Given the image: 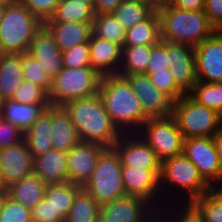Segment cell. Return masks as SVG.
<instances>
[{
    "mask_svg": "<svg viewBox=\"0 0 222 222\" xmlns=\"http://www.w3.org/2000/svg\"><path fill=\"white\" fill-rule=\"evenodd\" d=\"M159 184L162 208L189 206L196 198L210 191V185L184 154L161 161Z\"/></svg>",
    "mask_w": 222,
    "mask_h": 222,
    "instance_id": "1",
    "label": "cell"
},
{
    "mask_svg": "<svg viewBox=\"0 0 222 222\" xmlns=\"http://www.w3.org/2000/svg\"><path fill=\"white\" fill-rule=\"evenodd\" d=\"M98 94L112 123L121 134L138 133L149 119L123 76L116 74L101 77Z\"/></svg>",
    "mask_w": 222,
    "mask_h": 222,
    "instance_id": "2",
    "label": "cell"
},
{
    "mask_svg": "<svg viewBox=\"0 0 222 222\" xmlns=\"http://www.w3.org/2000/svg\"><path fill=\"white\" fill-rule=\"evenodd\" d=\"M62 106L68 112L80 141L113 148L120 138L121 133L112 123L99 94L71 100Z\"/></svg>",
    "mask_w": 222,
    "mask_h": 222,
    "instance_id": "3",
    "label": "cell"
},
{
    "mask_svg": "<svg viewBox=\"0 0 222 222\" xmlns=\"http://www.w3.org/2000/svg\"><path fill=\"white\" fill-rule=\"evenodd\" d=\"M156 10L160 19L161 40L196 47L217 31L204 10L186 11L171 4Z\"/></svg>",
    "mask_w": 222,
    "mask_h": 222,
    "instance_id": "4",
    "label": "cell"
},
{
    "mask_svg": "<svg viewBox=\"0 0 222 222\" xmlns=\"http://www.w3.org/2000/svg\"><path fill=\"white\" fill-rule=\"evenodd\" d=\"M43 22L18 0H11L0 20V53L29 51L31 41Z\"/></svg>",
    "mask_w": 222,
    "mask_h": 222,
    "instance_id": "5",
    "label": "cell"
},
{
    "mask_svg": "<svg viewBox=\"0 0 222 222\" xmlns=\"http://www.w3.org/2000/svg\"><path fill=\"white\" fill-rule=\"evenodd\" d=\"M100 206L126 196L122 180V162L114 148L99 157L91 178L82 187Z\"/></svg>",
    "mask_w": 222,
    "mask_h": 222,
    "instance_id": "6",
    "label": "cell"
},
{
    "mask_svg": "<svg viewBox=\"0 0 222 222\" xmlns=\"http://www.w3.org/2000/svg\"><path fill=\"white\" fill-rule=\"evenodd\" d=\"M172 116L183 138L214 137L222 127V116L199 104L189 94L174 101Z\"/></svg>",
    "mask_w": 222,
    "mask_h": 222,
    "instance_id": "7",
    "label": "cell"
},
{
    "mask_svg": "<svg viewBox=\"0 0 222 222\" xmlns=\"http://www.w3.org/2000/svg\"><path fill=\"white\" fill-rule=\"evenodd\" d=\"M101 76L92 68H64L52 80L48 93L50 105H59L82 98L92 97L99 92Z\"/></svg>",
    "mask_w": 222,
    "mask_h": 222,
    "instance_id": "8",
    "label": "cell"
},
{
    "mask_svg": "<svg viewBox=\"0 0 222 222\" xmlns=\"http://www.w3.org/2000/svg\"><path fill=\"white\" fill-rule=\"evenodd\" d=\"M138 134L154 150L160 161L183 154L184 138L172 115L149 118Z\"/></svg>",
    "mask_w": 222,
    "mask_h": 222,
    "instance_id": "9",
    "label": "cell"
},
{
    "mask_svg": "<svg viewBox=\"0 0 222 222\" xmlns=\"http://www.w3.org/2000/svg\"><path fill=\"white\" fill-rule=\"evenodd\" d=\"M156 212L146 200L126 195L101 205L99 222H155Z\"/></svg>",
    "mask_w": 222,
    "mask_h": 222,
    "instance_id": "10",
    "label": "cell"
},
{
    "mask_svg": "<svg viewBox=\"0 0 222 222\" xmlns=\"http://www.w3.org/2000/svg\"><path fill=\"white\" fill-rule=\"evenodd\" d=\"M125 77L149 118L169 117L173 114L174 100L158 90L146 74L120 75Z\"/></svg>",
    "mask_w": 222,
    "mask_h": 222,
    "instance_id": "11",
    "label": "cell"
},
{
    "mask_svg": "<svg viewBox=\"0 0 222 222\" xmlns=\"http://www.w3.org/2000/svg\"><path fill=\"white\" fill-rule=\"evenodd\" d=\"M160 169H138L122 166V180L127 196L149 202L157 211L162 208L159 184Z\"/></svg>",
    "mask_w": 222,
    "mask_h": 222,
    "instance_id": "12",
    "label": "cell"
},
{
    "mask_svg": "<svg viewBox=\"0 0 222 222\" xmlns=\"http://www.w3.org/2000/svg\"><path fill=\"white\" fill-rule=\"evenodd\" d=\"M183 154L209 185L222 178L214 137L184 139Z\"/></svg>",
    "mask_w": 222,
    "mask_h": 222,
    "instance_id": "13",
    "label": "cell"
},
{
    "mask_svg": "<svg viewBox=\"0 0 222 222\" xmlns=\"http://www.w3.org/2000/svg\"><path fill=\"white\" fill-rule=\"evenodd\" d=\"M168 69L177 87L189 94L198 81L194 47L167 41Z\"/></svg>",
    "mask_w": 222,
    "mask_h": 222,
    "instance_id": "14",
    "label": "cell"
},
{
    "mask_svg": "<svg viewBox=\"0 0 222 222\" xmlns=\"http://www.w3.org/2000/svg\"><path fill=\"white\" fill-rule=\"evenodd\" d=\"M198 81L222 82V31H216L194 47Z\"/></svg>",
    "mask_w": 222,
    "mask_h": 222,
    "instance_id": "15",
    "label": "cell"
},
{
    "mask_svg": "<svg viewBox=\"0 0 222 222\" xmlns=\"http://www.w3.org/2000/svg\"><path fill=\"white\" fill-rule=\"evenodd\" d=\"M113 148L119 154L122 166L160 169L161 161L138 133L121 134Z\"/></svg>",
    "mask_w": 222,
    "mask_h": 222,
    "instance_id": "16",
    "label": "cell"
},
{
    "mask_svg": "<svg viewBox=\"0 0 222 222\" xmlns=\"http://www.w3.org/2000/svg\"><path fill=\"white\" fill-rule=\"evenodd\" d=\"M106 149L97 143L80 141L67 152L68 181L83 187L91 178L99 157Z\"/></svg>",
    "mask_w": 222,
    "mask_h": 222,
    "instance_id": "17",
    "label": "cell"
},
{
    "mask_svg": "<svg viewBox=\"0 0 222 222\" xmlns=\"http://www.w3.org/2000/svg\"><path fill=\"white\" fill-rule=\"evenodd\" d=\"M34 159L24 139L10 147L0 150V165L4 180L11 184L33 173Z\"/></svg>",
    "mask_w": 222,
    "mask_h": 222,
    "instance_id": "18",
    "label": "cell"
},
{
    "mask_svg": "<svg viewBox=\"0 0 222 222\" xmlns=\"http://www.w3.org/2000/svg\"><path fill=\"white\" fill-rule=\"evenodd\" d=\"M28 53L40 63L51 80L63 69L62 51L44 26L31 41Z\"/></svg>",
    "mask_w": 222,
    "mask_h": 222,
    "instance_id": "19",
    "label": "cell"
},
{
    "mask_svg": "<svg viewBox=\"0 0 222 222\" xmlns=\"http://www.w3.org/2000/svg\"><path fill=\"white\" fill-rule=\"evenodd\" d=\"M91 67L101 76L118 74L122 47L92 33L89 39Z\"/></svg>",
    "mask_w": 222,
    "mask_h": 222,
    "instance_id": "20",
    "label": "cell"
},
{
    "mask_svg": "<svg viewBox=\"0 0 222 222\" xmlns=\"http://www.w3.org/2000/svg\"><path fill=\"white\" fill-rule=\"evenodd\" d=\"M52 149L69 152L79 142L77 130L63 106L51 105Z\"/></svg>",
    "mask_w": 222,
    "mask_h": 222,
    "instance_id": "21",
    "label": "cell"
},
{
    "mask_svg": "<svg viewBox=\"0 0 222 222\" xmlns=\"http://www.w3.org/2000/svg\"><path fill=\"white\" fill-rule=\"evenodd\" d=\"M61 51L88 42L93 33V24L83 22H43Z\"/></svg>",
    "mask_w": 222,
    "mask_h": 222,
    "instance_id": "22",
    "label": "cell"
},
{
    "mask_svg": "<svg viewBox=\"0 0 222 222\" xmlns=\"http://www.w3.org/2000/svg\"><path fill=\"white\" fill-rule=\"evenodd\" d=\"M33 173L47 184L68 182L67 152L51 149L34 158Z\"/></svg>",
    "mask_w": 222,
    "mask_h": 222,
    "instance_id": "23",
    "label": "cell"
},
{
    "mask_svg": "<svg viewBox=\"0 0 222 222\" xmlns=\"http://www.w3.org/2000/svg\"><path fill=\"white\" fill-rule=\"evenodd\" d=\"M81 190V186L69 181L47 185L44 199L49 201L53 209V222H65L75 196Z\"/></svg>",
    "mask_w": 222,
    "mask_h": 222,
    "instance_id": "24",
    "label": "cell"
},
{
    "mask_svg": "<svg viewBox=\"0 0 222 222\" xmlns=\"http://www.w3.org/2000/svg\"><path fill=\"white\" fill-rule=\"evenodd\" d=\"M49 106L50 104H23L10 99L1 103L0 117L25 132Z\"/></svg>",
    "mask_w": 222,
    "mask_h": 222,
    "instance_id": "25",
    "label": "cell"
},
{
    "mask_svg": "<svg viewBox=\"0 0 222 222\" xmlns=\"http://www.w3.org/2000/svg\"><path fill=\"white\" fill-rule=\"evenodd\" d=\"M23 80L22 53H0V100H10Z\"/></svg>",
    "mask_w": 222,
    "mask_h": 222,
    "instance_id": "26",
    "label": "cell"
},
{
    "mask_svg": "<svg viewBox=\"0 0 222 222\" xmlns=\"http://www.w3.org/2000/svg\"><path fill=\"white\" fill-rule=\"evenodd\" d=\"M51 105L44 110L37 121L24 132V141L33 159L47 153L51 145Z\"/></svg>",
    "mask_w": 222,
    "mask_h": 222,
    "instance_id": "27",
    "label": "cell"
},
{
    "mask_svg": "<svg viewBox=\"0 0 222 222\" xmlns=\"http://www.w3.org/2000/svg\"><path fill=\"white\" fill-rule=\"evenodd\" d=\"M47 185L36 174L32 173L11 184L8 187V195L31 210L44 199Z\"/></svg>",
    "mask_w": 222,
    "mask_h": 222,
    "instance_id": "28",
    "label": "cell"
},
{
    "mask_svg": "<svg viewBox=\"0 0 222 222\" xmlns=\"http://www.w3.org/2000/svg\"><path fill=\"white\" fill-rule=\"evenodd\" d=\"M160 41V19L155 10L146 20L126 31L124 46L155 45Z\"/></svg>",
    "mask_w": 222,
    "mask_h": 222,
    "instance_id": "29",
    "label": "cell"
},
{
    "mask_svg": "<svg viewBox=\"0 0 222 222\" xmlns=\"http://www.w3.org/2000/svg\"><path fill=\"white\" fill-rule=\"evenodd\" d=\"M93 6L78 0H60L53 15L45 22H83L93 24Z\"/></svg>",
    "mask_w": 222,
    "mask_h": 222,
    "instance_id": "30",
    "label": "cell"
},
{
    "mask_svg": "<svg viewBox=\"0 0 222 222\" xmlns=\"http://www.w3.org/2000/svg\"><path fill=\"white\" fill-rule=\"evenodd\" d=\"M151 57V45L124 46L118 75L145 74Z\"/></svg>",
    "mask_w": 222,
    "mask_h": 222,
    "instance_id": "31",
    "label": "cell"
},
{
    "mask_svg": "<svg viewBox=\"0 0 222 222\" xmlns=\"http://www.w3.org/2000/svg\"><path fill=\"white\" fill-rule=\"evenodd\" d=\"M156 8L151 3L124 0L113 12L118 22L127 31L137 23L146 20Z\"/></svg>",
    "mask_w": 222,
    "mask_h": 222,
    "instance_id": "32",
    "label": "cell"
},
{
    "mask_svg": "<svg viewBox=\"0 0 222 222\" xmlns=\"http://www.w3.org/2000/svg\"><path fill=\"white\" fill-rule=\"evenodd\" d=\"M100 205L83 189L75 196L65 222H99Z\"/></svg>",
    "mask_w": 222,
    "mask_h": 222,
    "instance_id": "33",
    "label": "cell"
},
{
    "mask_svg": "<svg viewBox=\"0 0 222 222\" xmlns=\"http://www.w3.org/2000/svg\"><path fill=\"white\" fill-rule=\"evenodd\" d=\"M93 33L99 38L124 47L126 30L113 14L95 15Z\"/></svg>",
    "mask_w": 222,
    "mask_h": 222,
    "instance_id": "34",
    "label": "cell"
},
{
    "mask_svg": "<svg viewBox=\"0 0 222 222\" xmlns=\"http://www.w3.org/2000/svg\"><path fill=\"white\" fill-rule=\"evenodd\" d=\"M189 95L199 104L216 111L222 116V82L197 81Z\"/></svg>",
    "mask_w": 222,
    "mask_h": 222,
    "instance_id": "35",
    "label": "cell"
},
{
    "mask_svg": "<svg viewBox=\"0 0 222 222\" xmlns=\"http://www.w3.org/2000/svg\"><path fill=\"white\" fill-rule=\"evenodd\" d=\"M189 207L203 222H222V204L210 193L196 198Z\"/></svg>",
    "mask_w": 222,
    "mask_h": 222,
    "instance_id": "36",
    "label": "cell"
},
{
    "mask_svg": "<svg viewBox=\"0 0 222 222\" xmlns=\"http://www.w3.org/2000/svg\"><path fill=\"white\" fill-rule=\"evenodd\" d=\"M22 69L24 80L42 87L47 93L51 90L52 80L40 66V63L30 53H22Z\"/></svg>",
    "mask_w": 222,
    "mask_h": 222,
    "instance_id": "37",
    "label": "cell"
},
{
    "mask_svg": "<svg viewBox=\"0 0 222 222\" xmlns=\"http://www.w3.org/2000/svg\"><path fill=\"white\" fill-rule=\"evenodd\" d=\"M11 99L23 104H50L48 93L29 80H23Z\"/></svg>",
    "mask_w": 222,
    "mask_h": 222,
    "instance_id": "38",
    "label": "cell"
},
{
    "mask_svg": "<svg viewBox=\"0 0 222 222\" xmlns=\"http://www.w3.org/2000/svg\"><path fill=\"white\" fill-rule=\"evenodd\" d=\"M155 222H203L189 206L163 207L156 212Z\"/></svg>",
    "mask_w": 222,
    "mask_h": 222,
    "instance_id": "39",
    "label": "cell"
},
{
    "mask_svg": "<svg viewBox=\"0 0 222 222\" xmlns=\"http://www.w3.org/2000/svg\"><path fill=\"white\" fill-rule=\"evenodd\" d=\"M64 68L91 67L89 41L62 51Z\"/></svg>",
    "mask_w": 222,
    "mask_h": 222,
    "instance_id": "40",
    "label": "cell"
},
{
    "mask_svg": "<svg viewBox=\"0 0 222 222\" xmlns=\"http://www.w3.org/2000/svg\"><path fill=\"white\" fill-rule=\"evenodd\" d=\"M152 84L160 91L169 95L174 101H177L184 93L177 87L169 69L156 71L148 75Z\"/></svg>",
    "mask_w": 222,
    "mask_h": 222,
    "instance_id": "41",
    "label": "cell"
},
{
    "mask_svg": "<svg viewBox=\"0 0 222 222\" xmlns=\"http://www.w3.org/2000/svg\"><path fill=\"white\" fill-rule=\"evenodd\" d=\"M0 222H32L31 210L8 196L0 212Z\"/></svg>",
    "mask_w": 222,
    "mask_h": 222,
    "instance_id": "42",
    "label": "cell"
},
{
    "mask_svg": "<svg viewBox=\"0 0 222 222\" xmlns=\"http://www.w3.org/2000/svg\"><path fill=\"white\" fill-rule=\"evenodd\" d=\"M167 41L161 40L155 45H151V57L145 74L168 69Z\"/></svg>",
    "mask_w": 222,
    "mask_h": 222,
    "instance_id": "43",
    "label": "cell"
},
{
    "mask_svg": "<svg viewBox=\"0 0 222 222\" xmlns=\"http://www.w3.org/2000/svg\"><path fill=\"white\" fill-rule=\"evenodd\" d=\"M24 4L34 16L39 18L42 22L53 15L60 0H18Z\"/></svg>",
    "mask_w": 222,
    "mask_h": 222,
    "instance_id": "44",
    "label": "cell"
},
{
    "mask_svg": "<svg viewBox=\"0 0 222 222\" xmlns=\"http://www.w3.org/2000/svg\"><path fill=\"white\" fill-rule=\"evenodd\" d=\"M24 132L0 117V150L23 140Z\"/></svg>",
    "mask_w": 222,
    "mask_h": 222,
    "instance_id": "45",
    "label": "cell"
},
{
    "mask_svg": "<svg viewBox=\"0 0 222 222\" xmlns=\"http://www.w3.org/2000/svg\"><path fill=\"white\" fill-rule=\"evenodd\" d=\"M204 12L215 29L222 31V0H205Z\"/></svg>",
    "mask_w": 222,
    "mask_h": 222,
    "instance_id": "46",
    "label": "cell"
},
{
    "mask_svg": "<svg viewBox=\"0 0 222 222\" xmlns=\"http://www.w3.org/2000/svg\"><path fill=\"white\" fill-rule=\"evenodd\" d=\"M32 222H53V209L49 201L43 199L31 209Z\"/></svg>",
    "mask_w": 222,
    "mask_h": 222,
    "instance_id": "47",
    "label": "cell"
},
{
    "mask_svg": "<svg viewBox=\"0 0 222 222\" xmlns=\"http://www.w3.org/2000/svg\"><path fill=\"white\" fill-rule=\"evenodd\" d=\"M124 0H95V15L113 14Z\"/></svg>",
    "mask_w": 222,
    "mask_h": 222,
    "instance_id": "48",
    "label": "cell"
},
{
    "mask_svg": "<svg viewBox=\"0 0 222 222\" xmlns=\"http://www.w3.org/2000/svg\"><path fill=\"white\" fill-rule=\"evenodd\" d=\"M171 5L186 11H203L205 0H172Z\"/></svg>",
    "mask_w": 222,
    "mask_h": 222,
    "instance_id": "49",
    "label": "cell"
},
{
    "mask_svg": "<svg viewBox=\"0 0 222 222\" xmlns=\"http://www.w3.org/2000/svg\"><path fill=\"white\" fill-rule=\"evenodd\" d=\"M209 193L222 204V178L210 185Z\"/></svg>",
    "mask_w": 222,
    "mask_h": 222,
    "instance_id": "50",
    "label": "cell"
},
{
    "mask_svg": "<svg viewBox=\"0 0 222 222\" xmlns=\"http://www.w3.org/2000/svg\"><path fill=\"white\" fill-rule=\"evenodd\" d=\"M214 141L217 149L218 160L222 175V127L220 128L219 132L214 136Z\"/></svg>",
    "mask_w": 222,
    "mask_h": 222,
    "instance_id": "51",
    "label": "cell"
},
{
    "mask_svg": "<svg viewBox=\"0 0 222 222\" xmlns=\"http://www.w3.org/2000/svg\"><path fill=\"white\" fill-rule=\"evenodd\" d=\"M8 189H0V212L2 208L4 207V204L8 197Z\"/></svg>",
    "mask_w": 222,
    "mask_h": 222,
    "instance_id": "52",
    "label": "cell"
},
{
    "mask_svg": "<svg viewBox=\"0 0 222 222\" xmlns=\"http://www.w3.org/2000/svg\"><path fill=\"white\" fill-rule=\"evenodd\" d=\"M172 3V0H151V4L157 9L164 5H169Z\"/></svg>",
    "mask_w": 222,
    "mask_h": 222,
    "instance_id": "53",
    "label": "cell"
},
{
    "mask_svg": "<svg viewBox=\"0 0 222 222\" xmlns=\"http://www.w3.org/2000/svg\"><path fill=\"white\" fill-rule=\"evenodd\" d=\"M11 0H0V20L3 17L6 8Z\"/></svg>",
    "mask_w": 222,
    "mask_h": 222,
    "instance_id": "54",
    "label": "cell"
},
{
    "mask_svg": "<svg viewBox=\"0 0 222 222\" xmlns=\"http://www.w3.org/2000/svg\"><path fill=\"white\" fill-rule=\"evenodd\" d=\"M0 189H8V186L6 185L4 180V174L1 165H0Z\"/></svg>",
    "mask_w": 222,
    "mask_h": 222,
    "instance_id": "55",
    "label": "cell"
},
{
    "mask_svg": "<svg viewBox=\"0 0 222 222\" xmlns=\"http://www.w3.org/2000/svg\"><path fill=\"white\" fill-rule=\"evenodd\" d=\"M78 1L89 4L93 7H94V4H95V0H78Z\"/></svg>",
    "mask_w": 222,
    "mask_h": 222,
    "instance_id": "56",
    "label": "cell"
},
{
    "mask_svg": "<svg viewBox=\"0 0 222 222\" xmlns=\"http://www.w3.org/2000/svg\"><path fill=\"white\" fill-rule=\"evenodd\" d=\"M135 2L151 3V0H131Z\"/></svg>",
    "mask_w": 222,
    "mask_h": 222,
    "instance_id": "57",
    "label": "cell"
}]
</instances>
